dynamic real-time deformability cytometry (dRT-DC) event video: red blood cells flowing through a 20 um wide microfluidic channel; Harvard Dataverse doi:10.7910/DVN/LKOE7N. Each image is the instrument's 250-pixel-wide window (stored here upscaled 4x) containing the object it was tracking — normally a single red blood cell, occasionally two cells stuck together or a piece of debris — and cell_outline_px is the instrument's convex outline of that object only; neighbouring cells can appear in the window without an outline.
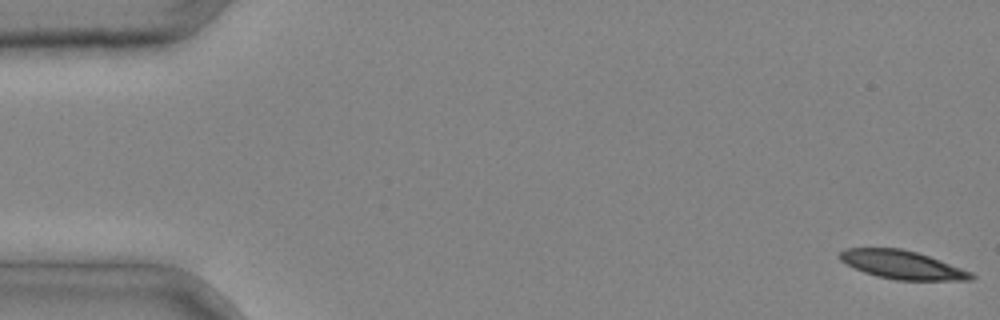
{"species": "common noctule bat (a hibernating species)", "species_latin": "Nyctalus noctula", "temperature_condition": "cold", "stored_images_in_passage": 4, "camera_frame_rate_fps": 3000, "um_per_image_px": 0.085, "animal": {"sex": "male", "body_mass_g": 20.4}, "frame": {"image": 1, "passage_image": 1, "time_ms": 0.0, "image_size_px": [1000, 320], "cell_outline_px": [[976, 276], [972, 280], [896, 280], [876, 276], [864, 272], [840, 260], [836, 256], [844, 248], [900, 248], [916, 252], [940, 260], [972, 272]], "centroid_in_image_um": [76.68, 22.51], "position_along_channel_um": 8.3, "area_um2": 21.68}}
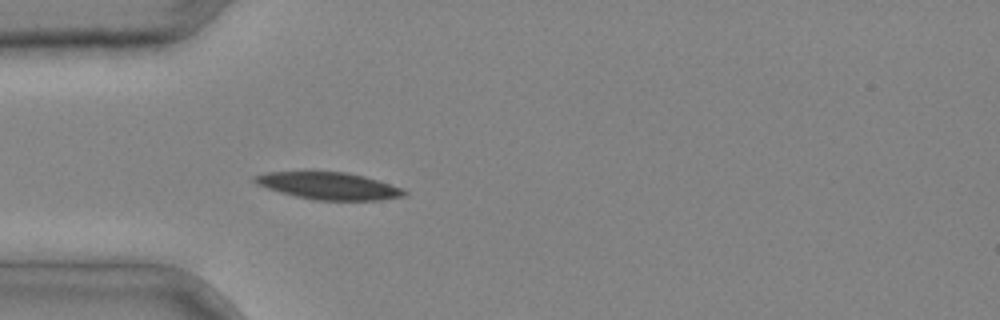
{"frame": {"image": 2, "passage_image": 4, "time_ms": 1.0, "image_size_px": [1000, 320], "cell_outline_px": [[408, 196], [380, 200], [316, 200], [296, 196], [280, 192], [256, 184], [252, 180], [252, 176], [264, 172], [348, 172], [364, 176], [404, 188], [408, 192]], "centroid_in_image_um": [27.98, 15.8], "position_along_channel_um": 57.0, "area_um2": 23.76}}